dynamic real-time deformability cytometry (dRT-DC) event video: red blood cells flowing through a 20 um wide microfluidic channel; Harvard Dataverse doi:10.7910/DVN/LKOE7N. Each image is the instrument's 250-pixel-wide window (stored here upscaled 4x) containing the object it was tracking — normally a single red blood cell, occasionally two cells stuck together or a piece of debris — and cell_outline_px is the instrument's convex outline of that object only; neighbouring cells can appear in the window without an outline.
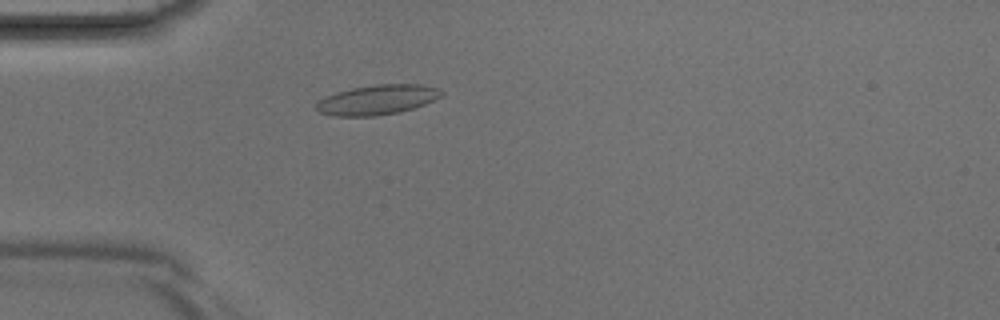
{"species": "Egyptian fruit bat (a non-hibernating species)", "species_latin": "Rousettus aegyptiacus", "temperature_condition": "room temperature", "stored_images_in_passage": 5, "camera_frame_rate_fps": 3000, "um_per_image_px": 0.085, "animal": {"sex": "male"}, "frame": {"image": 1, "passage_image": 4, "time_ms": 1.0, "image_size_px": [1000, 320], "cell_outline_px": [[444, 92], [440, 96], [424, 104], [400, 112], [376, 116], [332, 116], [320, 112], [316, 108], [316, 104], [320, 100], [328, 96], [352, 88], [376, 84], [420, 84], [440, 88]], "centroid_in_image_um": [32.1, 8.48], "position_along_channel_um": 52.9, "area_um2": 21.5}}